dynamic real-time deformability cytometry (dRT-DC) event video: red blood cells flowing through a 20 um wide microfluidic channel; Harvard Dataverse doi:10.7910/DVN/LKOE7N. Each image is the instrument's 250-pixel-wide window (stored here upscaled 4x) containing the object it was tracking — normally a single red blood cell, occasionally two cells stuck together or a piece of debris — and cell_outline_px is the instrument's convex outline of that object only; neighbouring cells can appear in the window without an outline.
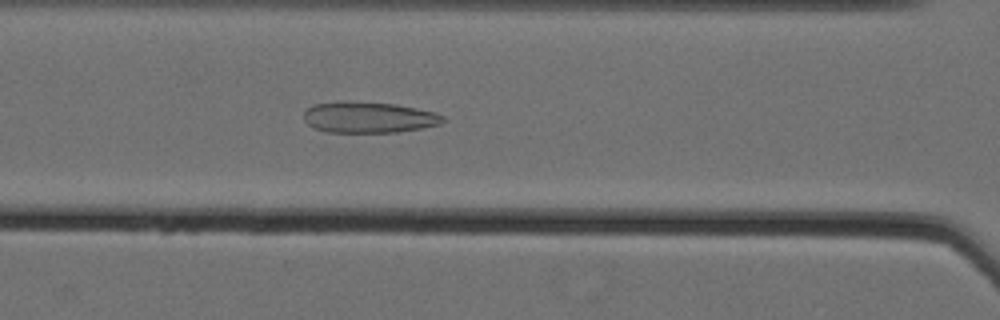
{"species": "Egyptian fruit bat (a non-hibernating species)", "species_latin": "Rousettus aegyptiacus", "temperature_condition": "cold", "stored_images_in_passage": 58, "camera_frame_rate_fps": 3000, "um_per_image_px": 0.085, "animal": {"sex": "female"}, "frame": {"image": 1, "passage_image": 28, "time_ms": 9.0, "image_size_px": [1000, 320], "cell_outline_px": [[444, 120], [440, 124], [424, 128], [396, 132], [328, 132], [312, 128], [304, 120], [304, 112], [312, 104], [336, 100], [344, 100], [396, 104], [436, 112], [444, 116]], "centroid_in_image_um": [31.31, 9.96], "position_along_channel_um": 135.3, "area_um2": 25.61}}
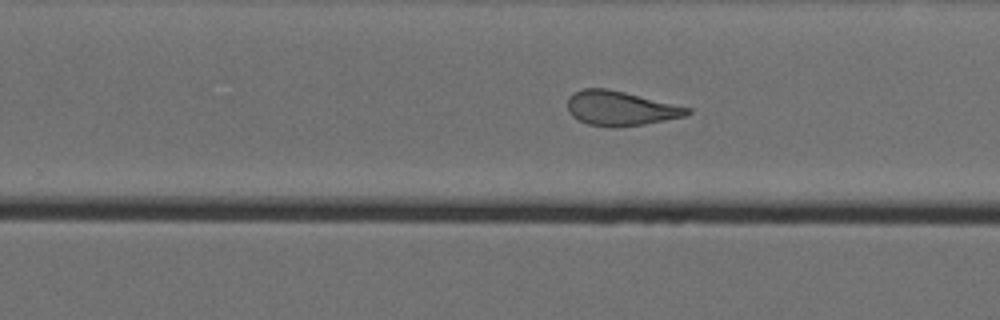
{"frame": {"image": 2, "passage_image": 40, "time_ms": 13.0, "image_size_px": [1000, 320], "cell_outline_px": [[692, 112], [688, 116], [644, 124], [616, 128], [612, 128], [588, 124], [572, 116], [568, 112], [568, 96], [584, 88], [604, 88], [624, 92], [692, 108]], "centroid_in_image_um": [52.76, 9.22], "position_along_channel_um": 277.0, "area_um2": 24.16}}
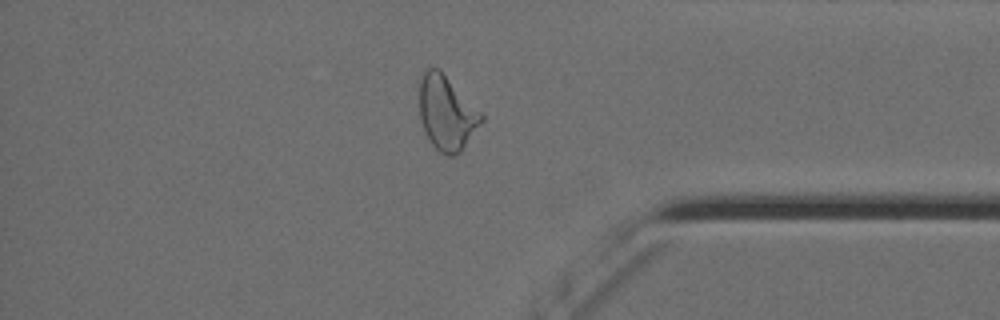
{"frame": {"image": 3, "passage_image": 51, "time_ms": 16.667, "image_size_px": [1000, 320], "cell_outline_px": [[484, 120], [460, 152], [456, 156], [448, 156], [440, 152], [432, 144], [420, 120], [420, 76], [428, 68], [440, 68], [484, 116]], "centroid_in_image_um": [37.97, 9.59], "position_along_channel_um": 397.2, "area_um2": 26.65}, "authors_computed_cell_mechanics": {"area_um2": 28.6399, "velocity_mm_per_s": 3.548, "shape_relaxation_time_tau1_ms": null, "shape_relaxation_time_tau2_ms": 1.897, "deformation_change_tau1": null, "deformation_change_tau2": 0.1125}}